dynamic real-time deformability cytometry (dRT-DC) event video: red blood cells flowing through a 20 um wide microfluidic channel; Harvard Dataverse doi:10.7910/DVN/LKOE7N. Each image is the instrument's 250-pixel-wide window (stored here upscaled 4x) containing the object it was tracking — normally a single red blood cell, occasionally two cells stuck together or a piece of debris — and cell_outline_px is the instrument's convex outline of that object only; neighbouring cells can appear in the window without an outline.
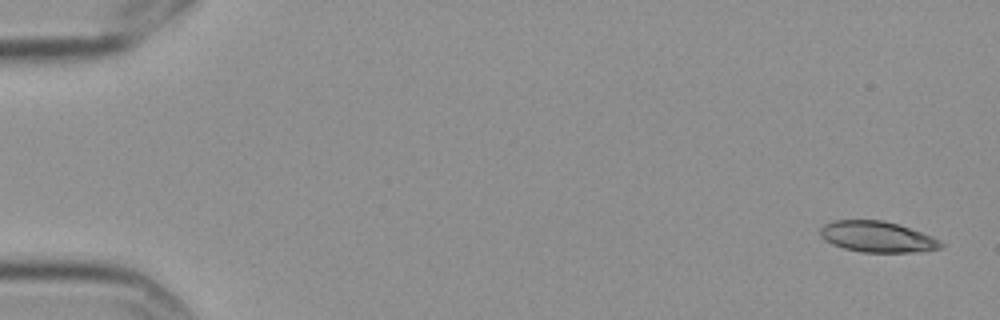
{"species": "Egyptian fruit bat (a non-hibernating species)", "species_latin": "Rousettus aegyptiacus", "temperature_condition": "cold", "stored_images_in_passage": 5, "camera_frame_rate_fps": 3000, "um_per_image_px": 0.085, "frame": {"image": 1, "passage_image": 1, "time_ms": 0.0, "image_size_px": [1000, 320], "cell_outline_px": [[944, 244], [940, 248], [924, 252], [860, 252], [844, 248], [832, 244], [824, 240], [820, 236], [820, 228], [824, 224], [836, 220], [884, 220], [932, 236], [940, 240]], "centroid_in_image_um": [74.56, 20.13], "position_along_channel_um": 10.4, "area_um2": 21.73}}
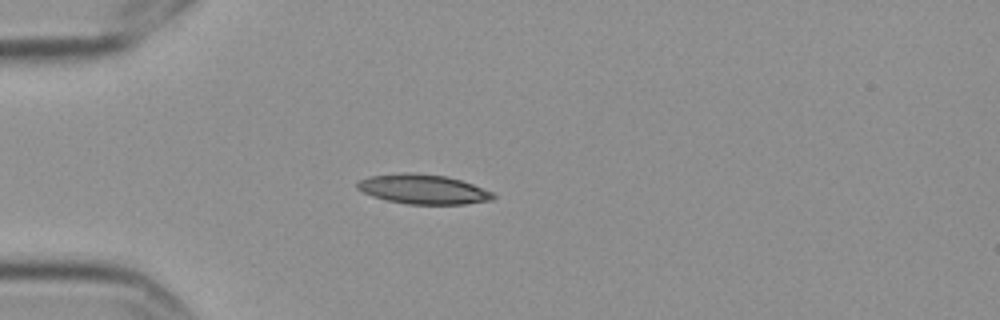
{"frame": {"image": 2, "passage_image": 5, "time_ms": 1.333, "image_size_px": [1000, 320], "cell_outline_px": [[496, 196], [492, 200], [464, 204], [408, 204], [388, 200], [372, 196], [356, 188], [356, 184], [360, 180], [368, 176], [404, 172], [412, 172], [448, 176], [472, 184], [492, 192]], "centroid_in_image_um": [35.95, 16.07], "position_along_channel_um": 49.0, "area_um2": 23.41}}